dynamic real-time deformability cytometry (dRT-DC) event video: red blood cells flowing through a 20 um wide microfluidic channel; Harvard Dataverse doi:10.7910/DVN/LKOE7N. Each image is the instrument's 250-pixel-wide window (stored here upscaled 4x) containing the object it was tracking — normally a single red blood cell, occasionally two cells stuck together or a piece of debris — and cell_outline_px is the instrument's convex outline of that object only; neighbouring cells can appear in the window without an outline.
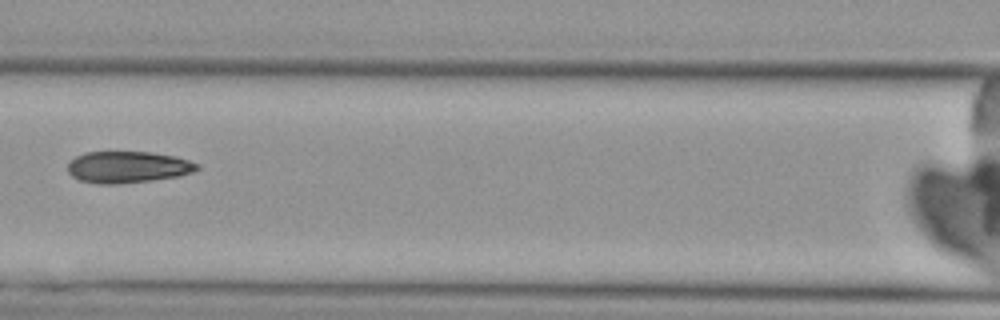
{"species": "Egyptian fruit bat (a non-hibernating species)", "species_latin": "Rousettus aegyptiacus", "temperature_condition": "cold", "stored_images_in_passage": 6, "camera_frame_rate_fps": 3000, "um_per_image_px": 0.085, "animal": {"sex": "female"}, "frame": {"image": 1, "passage_image": 6, "time_ms": 5.667, "image_size_px": [1000, 320], "cell_outline_px": [[200, 168], [192, 172], [180, 176], [152, 180], [116, 184], [100, 184], [80, 180], [72, 176], [68, 172], [68, 160], [84, 152], [152, 152], [176, 156], [200, 164]], "centroid_in_image_um": [10.86, 14.19], "position_along_channel_um": 155.7, "area_um2": 23.99}}